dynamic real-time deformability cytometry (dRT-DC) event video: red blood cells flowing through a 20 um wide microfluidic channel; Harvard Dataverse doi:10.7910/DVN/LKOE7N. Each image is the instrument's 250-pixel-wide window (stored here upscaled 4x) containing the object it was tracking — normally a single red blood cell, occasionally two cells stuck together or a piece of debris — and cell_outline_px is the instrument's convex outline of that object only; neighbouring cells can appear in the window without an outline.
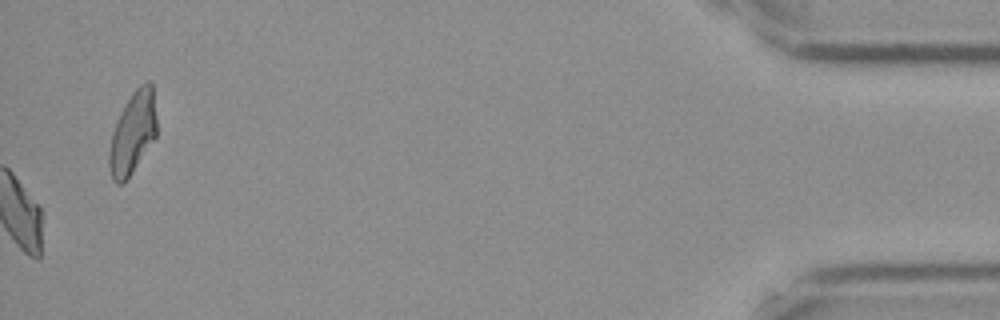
{"species": "Egyptian fruit bat (a non-hibernating species)", "species_latin": "Rousettus aegyptiacus", "temperature_condition": "cold", "stored_images_in_passage": 57, "camera_frame_rate_fps": 3000, "um_per_image_px": 0.085, "frame": {"image": 1, "passage_image": 57, "time_ms": 18.667, "image_size_px": [1000, 320], "cell_outline_px": [[156, 136], [132, 172], [120, 184], [116, 184], [112, 180], [108, 168], [108, 156], [112, 132], [124, 104], [132, 92], [140, 84], [148, 80], [152, 84], [156, 116]], "centroid_in_image_um": [11.26, 11.28], "position_along_channel_um": 423.9, "area_um2": 22.6}, "authors_computed_cell_mechanics": {"area_um2": 21.4438, "velocity_mm_per_s": 3.5804, "shape_relaxation_time_tau1_ms": null, "shape_relaxation_time_tau2_ms": 3.9785, "deformation_change_tau1": null, "deformation_change_tau2": 0.0912}}